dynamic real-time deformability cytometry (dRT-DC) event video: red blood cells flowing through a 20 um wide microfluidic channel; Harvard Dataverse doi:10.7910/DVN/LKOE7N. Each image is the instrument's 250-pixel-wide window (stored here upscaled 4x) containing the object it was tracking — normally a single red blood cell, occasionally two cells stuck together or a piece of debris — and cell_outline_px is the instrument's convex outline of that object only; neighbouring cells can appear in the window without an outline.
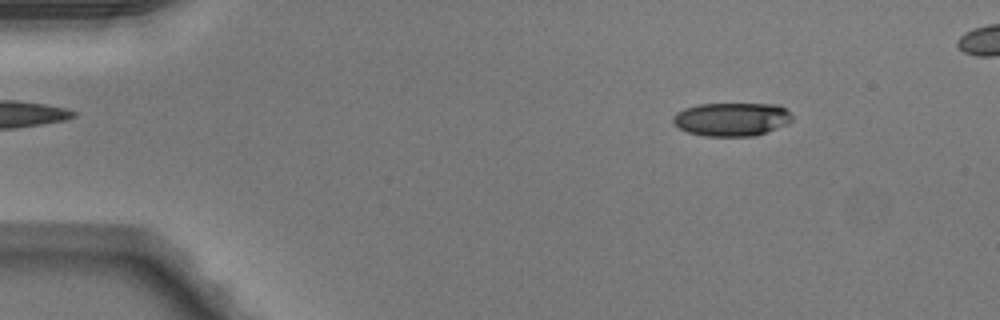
{"species": "Egyptian fruit bat (a non-hibernating species)", "species_latin": "Rousettus aegyptiacus", "temperature_condition": "warm", "stored_images_in_passage": 10, "camera_frame_rate_fps": 3000, "um_per_image_px": 0.085, "animal": {"sex": "male"}, "frame": {"image": 1, "passage_image": 6, "time_ms": 1.667, "image_size_px": [1000, 320], "cell_outline_px": [[792, 120], [788, 124], [756, 136], [704, 136], [688, 132], [672, 124], [672, 116], [676, 112], [684, 108], [700, 104], [780, 104], [792, 116]], "centroid_in_image_um": [62.17, 10.14], "position_along_channel_um": 22.8, "area_um2": 23.41}}